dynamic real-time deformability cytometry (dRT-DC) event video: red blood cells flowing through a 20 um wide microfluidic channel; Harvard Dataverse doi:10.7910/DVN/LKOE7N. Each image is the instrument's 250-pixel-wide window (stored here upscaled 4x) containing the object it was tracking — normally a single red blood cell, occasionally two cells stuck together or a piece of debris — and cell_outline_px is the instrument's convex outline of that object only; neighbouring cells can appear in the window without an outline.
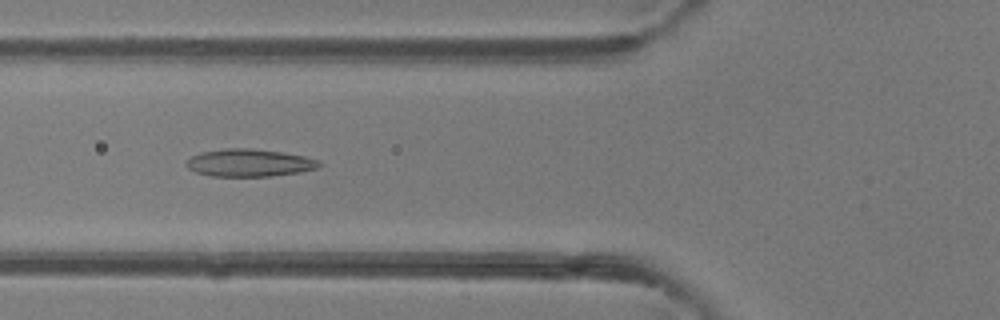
{"species": "common noctule bat (a hibernating species)", "species_latin": "Nyctalus noctula", "temperature_condition": "room temperature", "stored_images_in_passage": 34, "camera_frame_rate_fps": 3000, "um_per_image_px": 0.085, "animal": {"sex": "female"}, "frame": {"image": 1, "passage_image": 5, "time_ms": 1.333, "image_size_px": [1000, 320], "cell_outline_px": [[324, 164], [320, 168], [300, 172], [272, 176], [212, 176], [196, 172], [188, 168], [184, 164], [192, 156], [200, 152], [224, 148], [252, 148], [284, 152], [304, 156], [316, 160]], "centroid_in_image_um": [21.21, 13.83], "position_along_channel_um": 104.6, "area_um2": 21.5}}
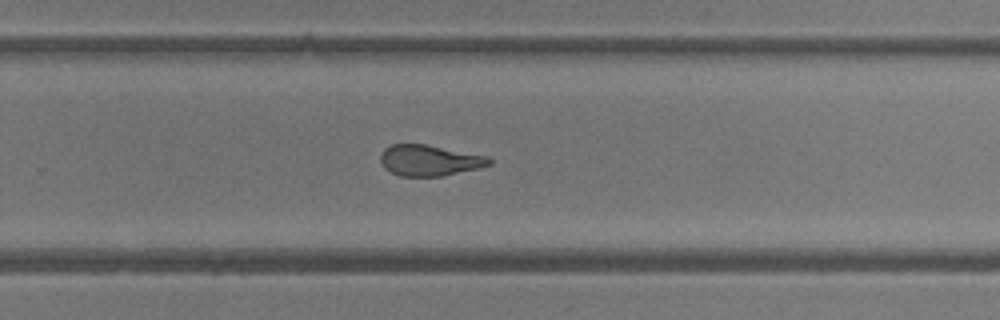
{"frame": {"image": 2, "passage_image": 18, "time_ms": 5.667, "image_size_px": [1000, 320], "cell_outline_px": [[492, 164], [480, 168], [440, 176], [400, 176], [384, 168], [380, 160], [380, 152], [384, 148], [392, 144], [424, 144], [488, 156], [492, 160]], "centroid_in_image_um": [36.49, 13.63], "position_along_channel_um": 293.3, "area_um2": 19.59}}
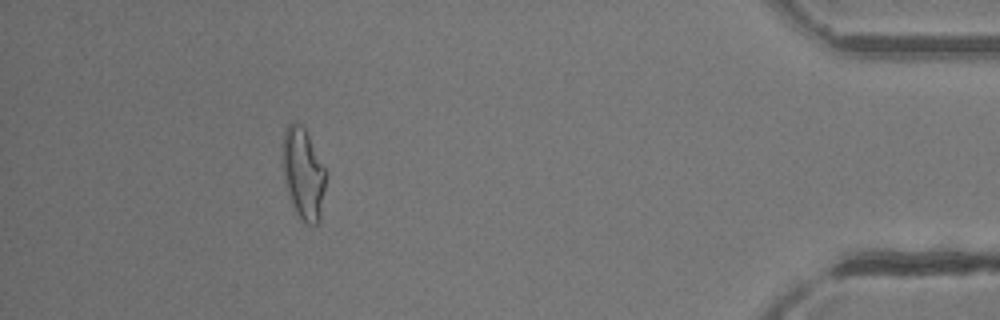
{"frame": {"image": 3, "passage_image": 30, "time_ms": 9.667, "image_size_px": [1000, 320], "cell_outline_px": [[324, 188], [320, 220], [316, 224], [304, 224], [300, 220], [296, 212], [288, 192], [284, 180], [280, 156], [284, 128], [292, 120], [300, 124], [304, 128], [324, 168]], "centroid_in_image_um": [25.71, 14.73], "position_along_channel_um": 409.5, "area_um2": 22.95}, "authors_computed_cell_mechanics": {"area_um2": 21.2126, "velocity_mm_per_s": 4.3555, "shape_relaxation_time_tau1_ms": 4.3283, "shape_relaxation_time_tau2_ms": 1.5071, "deformation_change_tau1": 0.1833, "deformation_change_tau2": 0.1155}}